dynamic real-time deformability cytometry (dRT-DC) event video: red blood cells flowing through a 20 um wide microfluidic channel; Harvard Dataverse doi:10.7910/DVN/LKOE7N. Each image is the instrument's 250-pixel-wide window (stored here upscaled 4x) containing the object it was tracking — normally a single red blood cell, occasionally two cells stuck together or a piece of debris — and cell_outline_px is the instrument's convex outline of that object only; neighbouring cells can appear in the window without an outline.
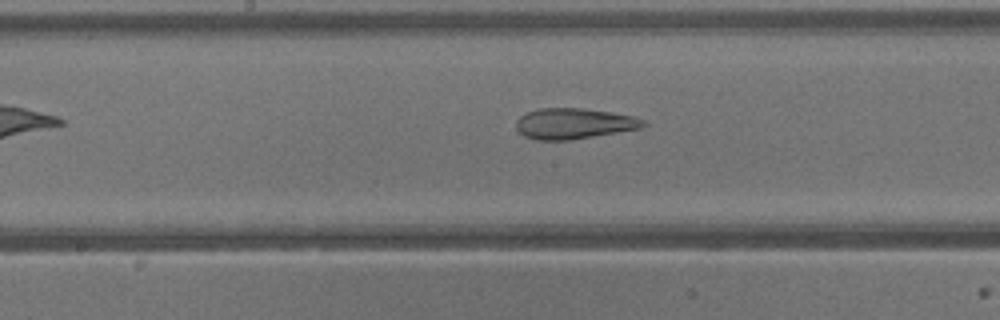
{"species": "common noctule bat (a hibernating species)", "species_latin": "Nyctalus noctula", "temperature_condition": "warm", "stored_images_in_passage": 29, "camera_frame_rate_fps": 3000, "um_per_image_px": 0.085, "animal": {"sex": "male", "body_mass_g": 13.3}, "frame": {"image": 1, "passage_image": 11, "time_ms": 3.333, "image_size_px": [1000, 320], "cell_outline_px": [[648, 124], [640, 128], [568, 140], [536, 140], [524, 136], [516, 128], [516, 120], [520, 116], [528, 112], [540, 108], [584, 108], [612, 112], [632, 116], [644, 120]], "centroid_in_image_um": [48.76, 10.49], "position_along_channel_um": 199.4, "area_um2": 22.6}}
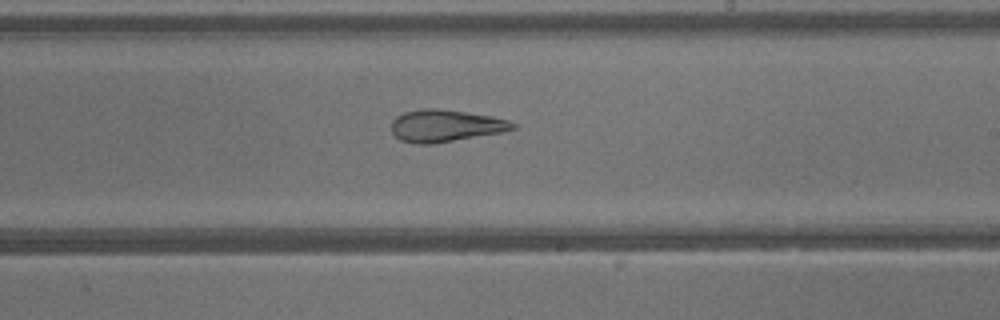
{"frame": {"image": 2, "passage_image": 14, "time_ms": 4.333, "image_size_px": [1000, 320], "cell_outline_px": [[516, 128], [504, 132], [432, 144], [416, 144], [400, 140], [392, 132], [392, 120], [396, 116], [404, 112], [420, 108], [436, 108], [492, 116], [508, 120], [516, 124]], "centroid_in_image_um": [37.86, 10.69], "position_along_channel_um": 251.1, "area_um2": 22.77}}
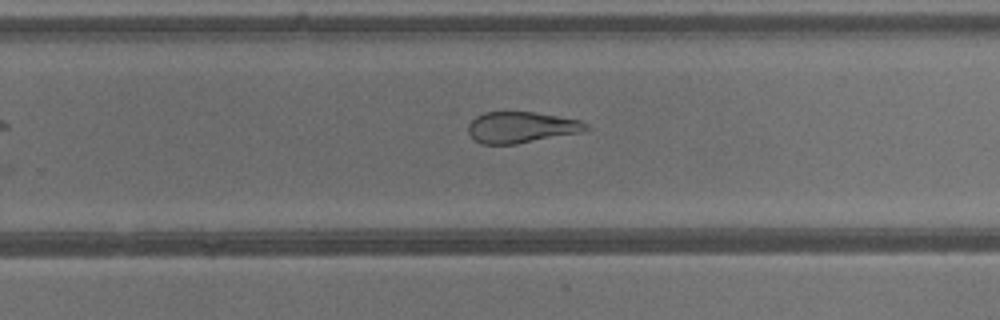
{"frame": {"image": 3, "passage_image": 16, "time_ms": 5.0, "image_size_px": [1000, 320], "cell_outline_px": [[592, 128], [580, 132], [516, 144], [480, 144], [468, 132], [468, 124], [476, 116], [484, 112], [532, 112], [580, 120], [588, 124]], "centroid_in_image_um": [44.3, 10.82], "position_along_channel_um": 285.5, "area_um2": 21.21}}